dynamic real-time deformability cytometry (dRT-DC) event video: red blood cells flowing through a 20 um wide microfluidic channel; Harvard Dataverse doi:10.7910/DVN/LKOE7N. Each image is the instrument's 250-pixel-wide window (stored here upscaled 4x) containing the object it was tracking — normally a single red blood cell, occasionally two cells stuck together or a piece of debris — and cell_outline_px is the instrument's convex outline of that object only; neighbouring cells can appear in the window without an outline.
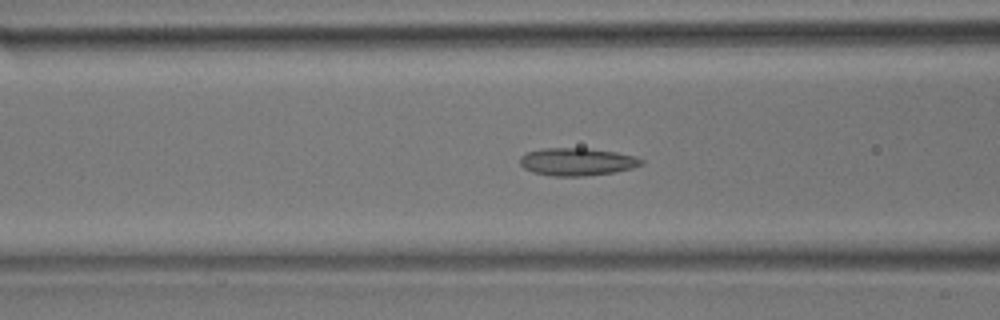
{"species": "common noctule bat (a hibernating species)", "species_latin": "Nyctalus noctula", "temperature_condition": "room temperature", "stored_images_in_passage": 46, "camera_frame_rate_fps": 3000, "um_per_image_px": 0.085, "animal": {"sex": "male", "body_mass_g": 17.9}, "frame": {"image": 1, "passage_image": 18, "time_ms": 5.667, "image_size_px": [1000, 320], "cell_outline_px": [[644, 164], [632, 168], [616, 172], [584, 176], [552, 176], [532, 172], [524, 168], [520, 164], [520, 156], [528, 152], [540, 148], [584, 148], [616, 152], [636, 156], [644, 160]], "centroid_in_image_um": [49.06, 13.75], "position_along_channel_um": 117.5, "area_um2": 19.71}}
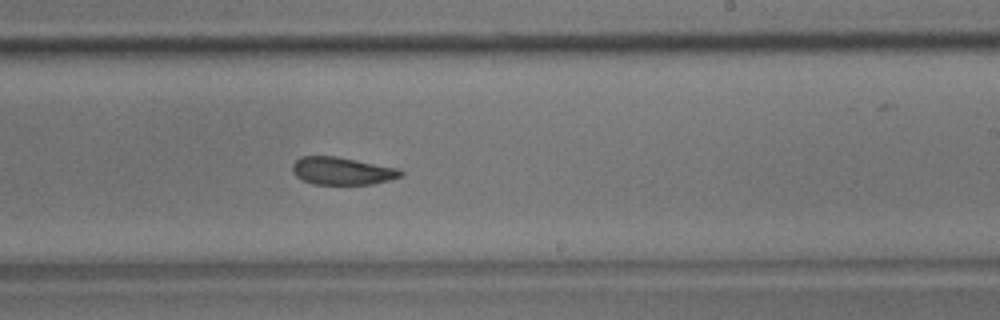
{"frame": {"image": 2, "passage_image": 28, "time_ms": 9.0, "image_size_px": [1000, 320], "cell_outline_px": [[404, 176], [372, 184], [312, 184], [296, 176], [292, 172], [292, 164], [300, 156], [336, 156], [400, 168], [404, 172]], "centroid_in_image_um": [29.1, 14.52], "position_along_channel_um": 259.9, "area_um2": 17.57}}
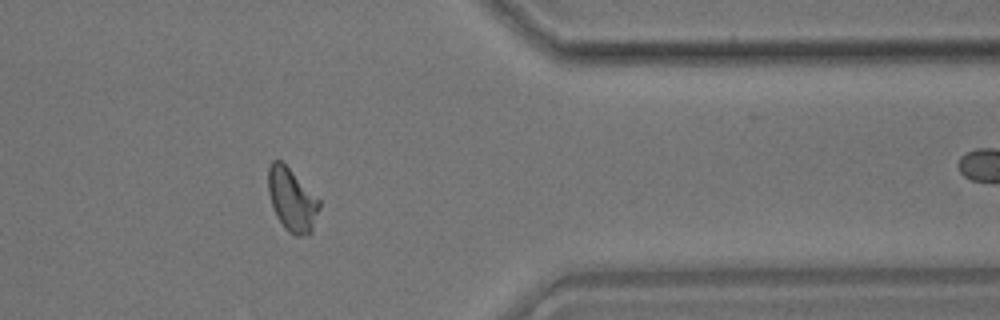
{"frame": {"image": 3, "passage_image": 38, "time_ms": 12.333, "image_size_px": [1000, 320], "cell_outline_px": [[320, 208], [312, 232], [308, 236], [296, 236], [288, 232], [284, 228], [276, 216], [268, 192], [268, 164], [272, 160], [280, 160], [320, 200]], "centroid_in_image_um": [24.81, 17.02], "position_along_channel_um": 386.6, "area_um2": 18.79}}